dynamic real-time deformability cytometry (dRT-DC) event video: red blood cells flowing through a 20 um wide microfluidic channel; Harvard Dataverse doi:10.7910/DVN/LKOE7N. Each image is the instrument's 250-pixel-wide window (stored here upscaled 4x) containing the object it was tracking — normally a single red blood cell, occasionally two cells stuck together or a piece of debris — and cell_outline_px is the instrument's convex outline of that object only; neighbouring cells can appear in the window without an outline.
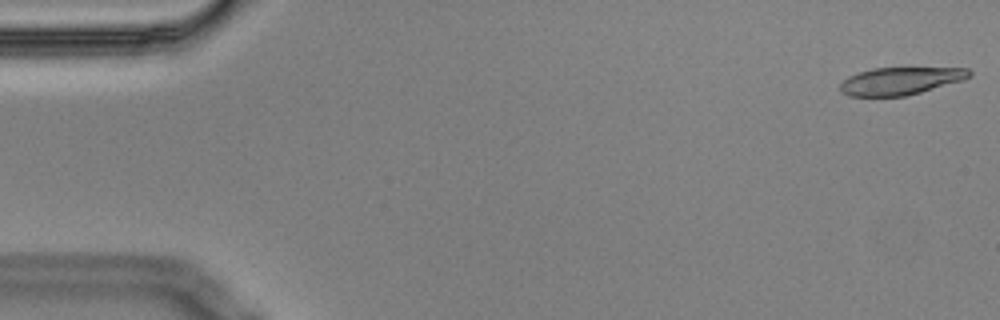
{"species": "Egyptian fruit bat (a non-hibernating species)", "species_latin": "Rousettus aegyptiacus", "temperature_condition": "cold", "stored_images_in_passage": 6, "camera_frame_rate_fps": 3000, "um_per_image_px": 0.085, "animal": {"sex": "male"}, "frame": {"image": 1, "passage_image": 1, "time_ms": 0.0, "image_size_px": [1000, 320], "cell_outline_px": [[972, 76], [964, 80], [908, 96], [848, 96], [840, 92], [840, 84], [848, 76], [872, 68], [968, 68], [972, 72]], "centroid_in_image_um": [76.56, 6.89], "position_along_channel_um": 8.4, "area_um2": 20.87}}
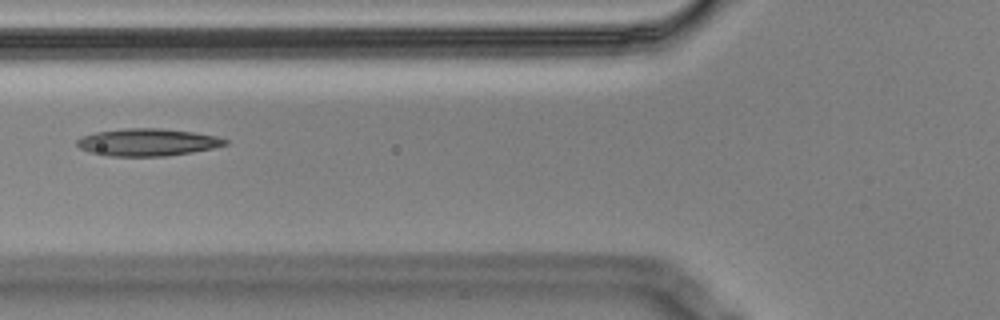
{"frame": {"image": 2, "passage_image": 6, "time_ms": 1.667, "image_size_px": [1000, 320], "cell_outline_px": [[228, 144], [212, 148], [192, 152], [164, 156], [108, 156], [88, 152], [80, 148], [76, 144], [76, 140], [80, 136], [96, 132], [124, 128], [160, 128], [192, 132], [216, 136], [228, 140]], "centroid_in_image_um": [12.49, 12.09], "position_along_channel_um": 113.3, "area_um2": 23.64}}